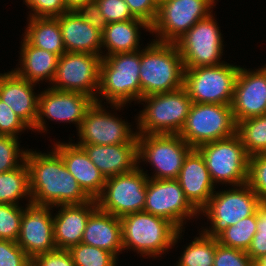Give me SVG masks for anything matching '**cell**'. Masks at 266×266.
I'll use <instances>...</instances> for the list:
<instances>
[{"label": "cell", "mask_w": 266, "mask_h": 266, "mask_svg": "<svg viewBox=\"0 0 266 266\" xmlns=\"http://www.w3.org/2000/svg\"><path fill=\"white\" fill-rule=\"evenodd\" d=\"M85 21L90 23L96 30L103 33L107 22L101 14L97 1L87 2L75 10Z\"/></svg>", "instance_id": "obj_46"}, {"label": "cell", "mask_w": 266, "mask_h": 266, "mask_svg": "<svg viewBox=\"0 0 266 266\" xmlns=\"http://www.w3.org/2000/svg\"><path fill=\"white\" fill-rule=\"evenodd\" d=\"M215 3V0H159L158 15L150 32L158 39L153 40L174 43L195 23L209 16Z\"/></svg>", "instance_id": "obj_13"}, {"label": "cell", "mask_w": 266, "mask_h": 266, "mask_svg": "<svg viewBox=\"0 0 266 266\" xmlns=\"http://www.w3.org/2000/svg\"><path fill=\"white\" fill-rule=\"evenodd\" d=\"M32 266H75L68 250L56 249L42 253L32 259Z\"/></svg>", "instance_id": "obj_45"}, {"label": "cell", "mask_w": 266, "mask_h": 266, "mask_svg": "<svg viewBox=\"0 0 266 266\" xmlns=\"http://www.w3.org/2000/svg\"><path fill=\"white\" fill-rule=\"evenodd\" d=\"M138 165L132 171L107 178L97 207L118 218L144 211L148 175Z\"/></svg>", "instance_id": "obj_11"}, {"label": "cell", "mask_w": 266, "mask_h": 266, "mask_svg": "<svg viewBox=\"0 0 266 266\" xmlns=\"http://www.w3.org/2000/svg\"><path fill=\"white\" fill-rule=\"evenodd\" d=\"M257 232L253 236L251 244L246 251L255 262L261 256L266 255V204L257 209Z\"/></svg>", "instance_id": "obj_40"}, {"label": "cell", "mask_w": 266, "mask_h": 266, "mask_svg": "<svg viewBox=\"0 0 266 266\" xmlns=\"http://www.w3.org/2000/svg\"><path fill=\"white\" fill-rule=\"evenodd\" d=\"M196 149L202 154L215 185L239 186L248 182L250 156L237 134L205 143Z\"/></svg>", "instance_id": "obj_8"}, {"label": "cell", "mask_w": 266, "mask_h": 266, "mask_svg": "<svg viewBox=\"0 0 266 266\" xmlns=\"http://www.w3.org/2000/svg\"><path fill=\"white\" fill-rule=\"evenodd\" d=\"M25 163L32 202L55 207L91 200L53 148L48 154L27 149Z\"/></svg>", "instance_id": "obj_1"}, {"label": "cell", "mask_w": 266, "mask_h": 266, "mask_svg": "<svg viewBox=\"0 0 266 266\" xmlns=\"http://www.w3.org/2000/svg\"><path fill=\"white\" fill-rule=\"evenodd\" d=\"M102 57L96 54L65 52L59 57L51 88L80 92L96 101Z\"/></svg>", "instance_id": "obj_14"}, {"label": "cell", "mask_w": 266, "mask_h": 266, "mask_svg": "<svg viewBox=\"0 0 266 266\" xmlns=\"http://www.w3.org/2000/svg\"><path fill=\"white\" fill-rule=\"evenodd\" d=\"M25 5L31 9L29 17H51L56 18L68 11L64 0H23Z\"/></svg>", "instance_id": "obj_42"}, {"label": "cell", "mask_w": 266, "mask_h": 266, "mask_svg": "<svg viewBox=\"0 0 266 266\" xmlns=\"http://www.w3.org/2000/svg\"><path fill=\"white\" fill-rule=\"evenodd\" d=\"M22 41L19 53L21 55L19 57L20 67L13 71L18 76L35 84H39L43 80H49L52 83L60 56L37 48L29 44L24 38Z\"/></svg>", "instance_id": "obj_27"}, {"label": "cell", "mask_w": 266, "mask_h": 266, "mask_svg": "<svg viewBox=\"0 0 266 266\" xmlns=\"http://www.w3.org/2000/svg\"><path fill=\"white\" fill-rule=\"evenodd\" d=\"M231 109L236 124L266 114V64L256 71L240 67Z\"/></svg>", "instance_id": "obj_19"}, {"label": "cell", "mask_w": 266, "mask_h": 266, "mask_svg": "<svg viewBox=\"0 0 266 266\" xmlns=\"http://www.w3.org/2000/svg\"><path fill=\"white\" fill-rule=\"evenodd\" d=\"M37 84L18 76L13 70L0 73V99L5 102L32 130L37 118L39 94Z\"/></svg>", "instance_id": "obj_23"}, {"label": "cell", "mask_w": 266, "mask_h": 266, "mask_svg": "<svg viewBox=\"0 0 266 266\" xmlns=\"http://www.w3.org/2000/svg\"><path fill=\"white\" fill-rule=\"evenodd\" d=\"M140 28L143 30L145 28L146 31L151 32V26L140 19L107 24L102 33V48L107 49L103 56L141 50L139 46Z\"/></svg>", "instance_id": "obj_28"}, {"label": "cell", "mask_w": 266, "mask_h": 266, "mask_svg": "<svg viewBox=\"0 0 266 266\" xmlns=\"http://www.w3.org/2000/svg\"><path fill=\"white\" fill-rule=\"evenodd\" d=\"M236 134L249 156L266 154V114L238 122Z\"/></svg>", "instance_id": "obj_31"}, {"label": "cell", "mask_w": 266, "mask_h": 266, "mask_svg": "<svg viewBox=\"0 0 266 266\" xmlns=\"http://www.w3.org/2000/svg\"><path fill=\"white\" fill-rule=\"evenodd\" d=\"M231 187L229 190L215 191L199 212L211 221V228L202 230L209 237L217 238L228 226L253 215L262 205L248 183Z\"/></svg>", "instance_id": "obj_6"}, {"label": "cell", "mask_w": 266, "mask_h": 266, "mask_svg": "<svg viewBox=\"0 0 266 266\" xmlns=\"http://www.w3.org/2000/svg\"><path fill=\"white\" fill-rule=\"evenodd\" d=\"M52 208L50 205L28 200L23 210L16 242L31 259L57 249L54 243Z\"/></svg>", "instance_id": "obj_18"}, {"label": "cell", "mask_w": 266, "mask_h": 266, "mask_svg": "<svg viewBox=\"0 0 266 266\" xmlns=\"http://www.w3.org/2000/svg\"><path fill=\"white\" fill-rule=\"evenodd\" d=\"M53 148L61 156L68 171L83 191L91 199H96L102 193L106 179L91 162L84 149L72 142L60 143V141L55 143Z\"/></svg>", "instance_id": "obj_22"}, {"label": "cell", "mask_w": 266, "mask_h": 266, "mask_svg": "<svg viewBox=\"0 0 266 266\" xmlns=\"http://www.w3.org/2000/svg\"><path fill=\"white\" fill-rule=\"evenodd\" d=\"M217 245V238L199 232V236L187 245L176 266H213Z\"/></svg>", "instance_id": "obj_32"}, {"label": "cell", "mask_w": 266, "mask_h": 266, "mask_svg": "<svg viewBox=\"0 0 266 266\" xmlns=\"http://www.w3.org/2000/svg\"><path fill=\"white\" fill-rule=\"evenodd\" d=\"M107 24L135 18L124 0H96Z\"/></svg>", "instance_id": "obj_43"}, {"label": "cell", "mask_w": 266, "mask_h": 266, "mask_svg": "<svg viewBox=\"0 0 266 266\" xmlns=\"http://www.w3.org/2000/svg\"><path fill=\"white\" fill-rule=\"evenodd\" d=\"M66 52L96 54L103 58L102 33L85 21L75 10L56 17Z\"/></svg>", "instance_id": "obj_24"}, {"label": "cell", "mask_w": 266, "mask_h": 266, "mask_svg": "<svg viewBox=\"0 0 266 266\" xmlns=\"http://www.w3.org/2000/svg\"><path fill=\"white\" fill-rule=\"evenodd\" d=\"M257 210L253 215L245 217L222 232L218 237V243L227 247L247 251L253 236L257 232Z\"/></svg>", "instance_id": "obj_33"}, {"label": "cell", "mask_w": 266, "mask_h": 266, "mask_svg": "<svg viewBox=\"0 0 266 266\" xmlns=\"http://www.w3.org/2000/svg\"><path fill=\"white\" fill-rule=\"evenodd\" d=\"M30 127L0 99V135L18 138L19 132Z\"/></svg>", "instance_id": "obj_41"}, {"label": "cell", "mask_w": 266, "mask_h": 266, "mask_svg": "<svg viewBox=\"0 0 266 266\" xmlns=\"http://www.w3.org/2000/svg\"><path fill=\"white\" fill-rule=\"evenodd\" d=\"M95 0H64L68 10H76L79 6Z\"/></svg>", "instance_id": "obj_47"}, {"label": "cell", "mask_w": 266, "mask_h": 266, "mask_svg": "<svg viewBox=\"0 0 266 266\" xmlns=\"http://www.w3.org/2000/svg\"><path fill=\"white\" fill-rule=\"evenodd\" d=\"M193 148L179 134H137L138 165L149 162L152 179H177L184 160Z\"/></svg>", "instance_id": "obj_10"}, {"label": "cell", "mask_w": 266, "mask_h": 266, "mask_svg": "<svg viewBox=\"0 0 266 266\" xmlns=\"http://www.w3.org/2000/svg\"><path fill=\"white\" fill-rule=\"evenodd\" d=\"M105 179L138 166L137 144L79 145Z\"/></svg>", "instance_id": "obj_25"}, {"label": "cell", "mask_w": 266, "mask_h": 266, "mask_svg": "<svg viewBox=\"0 0 266 266\" xmlns=\"http://www.w3.org/2000/svg\"><path fill=\"white\" fill-rule=\"evenodd\" d=\"M26 197L31 201L29 174L25 162L13 170L0 173V204L19 205V200Z\"/></svg>", "instance_id": "obj_30"}, {"label": "cell", "mask_w": 266, "mask_h": 266, "mask_svg": "<svg viewBox=\"0 0 266 266\" xmlns=\"http://www.w3.org/2000/svg\"><path fill=\"white\" fill-rule=\"evenodd\" d=\"M94 102L92 97L80 92L59 91L48 87L39 94L37 118L32 131H48L44 117L60 123H74L78 130L86 111Z\"/></svg>", "instance_id": "obj_17"}, {"label": "cell", "mask_w": 266, "mask_h": 266, "mask_svg": "<svg viewBox=\"0 0 266 266\" xmlns=\"http://www.w3.org/2000/svg\"><path fill=\"white\" fill-rule=\"evenodd\" d=\"M114 114V115H113ZM109 113L102 103L94 102L79 127L76 145L137 144V132L122 118Z\"/></svg>", "instance_id": "obj_16"}, {"label": "cell", "mask_w": 266, "mask_h": 266, "mask_svg": "<svg viewBox=\"0 0 266 266\" xmlns=\"http://www.w3.org/2000/svg\"><path fill=\"white\" fill-rule=\"evenodd\" d=\"M254 261L242 250L218 243L213 266H253Z\"/></svg>", "instance_id": "obj_39"}, {"label": "cell", "mask_w": 266, "mask_h": 266, "mask_svg": "<svg viewBox=\"0 0 266 266\" xmlns=\"http://www.w3.org/2000/svg\"><path fill=\"white\" fill-rule=\"evenodd\" d=\"M82 243L105 249L118 258V253L124 251L120 218L97 207L88 218Z\"/></svg>", "instance_id": "obj_26"}, {"label": "cell", "mask_w": 266, "mask_h": 266, "mask_svg": "<svg viewBox=\"0 0 266 266\" xmlns=\"http://www.w3.org/2000/svg\"><path fill=\"white\" fill-rule=\"evenodd\" d=\"M140 63V50L103 56L95 102L101 103L102 96L116 110L132 101L138 102L141 99Z\"/></svg>", "instance_id": "obj_3"}, {"label": "cell", "mask_w": 266, "mask_h": 266, "mask_svg": "<svg viewBox=\"0 0 266 266\" xmlns=\"http://www.w3.org/2000/svg\"><path fill=\"white\" fill-rule=\"evenodd\" d=\"M24 207L0 204V239L17 241Z\"/></svg>", "instance_id": "obj_35"}, {"label": "cell", "mask_w": 266, "mask_h": 266, "mask_svg": "<svg viewBox=\"0 0 266 266\" xmlns=\"http://www.w3.org/2000/svg\"><path fill=\"white\" fill-rule=\"evenodd\" d=\"M211 13L195 23L174 43L183 59L184 68L216 66L221 62L223 37Z\"/></svg>", "instance_id": "obj_12"}, {"label": "cell", "mask_w": 266, "mask_h": 266, "mask_svg": "<svg viewBox=\"0 0 266 266\" xmlns=\"http://www.w3.org/2000/svg\"><path fill=\"white\" fill-rule=\"evenodd\" d=\"M141 98L183 88L184 63L175 43L153 40L140 50Z\"/></svg>", "instance_id": "obj_2"}, {"label": "cell", "mask_w": 266, "mask_h": 266, "mask_svg": "<svg viewBox=\"0 0 266 266\" xmlns=\"http://www.w3.org/2000/svg\"><path fill=\"white\" fill-rule=\"evenodd\" d=\"M75 266H117L118 258L111 252L79 243L68 249Z\"/></svg>", "instance_id": "obj_34"}, {"label": "cell", "mask_w": 266, "mask_h": 266, "mask_svg": "<svg viewBox=\"0 0 266 266\" xmlns=\"http://www.w3.org/2000/svg\"><path fill=\"white\" fill-rule=\"evenodd\" d=\"M144 211L169 220L179 230L184 229V221L200 215L185 197L177 179L148 178Z\"/></svg>", "instance_id": "obj_15"}, {"label": "cell", "mask_w": 266, "mask_h": 266, "mask_svg": "<svg viewBox=\"0 0 266 266\" xmlns=\"http://www.w3.org/2000/svg\"><path fill=\"white\" fill-rule=\"evenodd\" d=\"M24 39L31 45L61 56L66 52L57 18L28 17Z\"/></svg>", "instance_id": "obj_29"}, {"label": "cell", "mask_w": 266, "mask_h": 266, "mask_svg": "<svg viewBox=\"0 0 266 266\" xmlns=\"http://www.w3.org/2000/svg\"><path fill=\"white\" fill-rule=\"evenodd\" d=\"M253 266H266V255L261 256L259 259H257Z\"/></svg>", "instance_id": "obj_48"}, {"label": "cell", "mask_w": 266, "mask_h": 266, "mask_svg": "<svg viewBox=\"0 0 266 266\" xmlns=\"http://www.w3.org/2000/svg\"><path fill=\"white\" fill-rule=\"evenodd\" d=\"M239 69L225 61L216 66L185 68L183 88L192 103L231 105Z\"/></svg>", "instance_id": "obj_7"}, {"label": "cell", "mask_w": 266, "mask_h": 266, "mask_svg": "<svg viewBox=\"0 0 266 266\" xmlns=\"http://www.w3.org/2000/svg\"><path fill=\"white\" fill-rule=\"evenodd\" d=\"M185 197L200 212L215 192L202 154L193 148L186 156L177 178Z\"/></svg>", "instance_id": "obj_20"}, {"label": "cell", "mask_w": 266, "mask_h": 266, "mask_svg": "<svg viewBox=\"0 0 266 266\" xmlns=\"http://www.w3.org/2000/svg\"><path fill=\"white\" fill-rule=\"evenodd\" d=\"M247 183L260 201L266 204V154L250 156Z\"/></svg>", "instance_id": "obj_37"}, {"label": "cell", "mask_w": 266, "mask_h": 266, "mask_svg": "<svg viewBox=\"0 0 266 266\" xmlns=\"http://www.w3.org/2000/svg\"><path fill=\"white\" fill-rule=\"evenodd\" d=\"M132 15L152 26L157 18L159 0H124Z\"/></svg>", "instance_id": "obj_44"}, {"label": "cell", "mask_w": 266, "mask_h": 266, "mask_svg": "<svg viewBox=\"0 0 266 266\" xmlns=\"http://www.w3.org/2000/svg\"><path fill=\"white\" fill-rule=\"evenodd\" d=\"M0 266H32V259L17 242L0 239Z\"/></svg>", "instance_id": "obj_38"}, {"label": "cell", "mask_w": 266, "mask_h": 266, "mask_svg": "<svg viewBox=\"0 0 266 266\" xmlns=\"http://www.w3.org/2000/svg\"><path fill=\"white\" fill-rule=\"evenodd\" d=\"M120 220L124 250L131 249L142 257H162L177 244L184 231L169 220L145 211L125 215Z\"/></svg>", "instance_id": "obj_4"}, {"label": "cell", "mask_w": 266, "mask_h": 266, "mask_svg": "<svg viewBox=\"0 0 266 266\" xmlns=\"http://www.w3.org/2000/svg\"><path fill=\"white\" fill-rule=\"evenodd\" d=\"M140 102L145 108L136 119L137 134H179L192 105L184 88L145 96Z\"/></svg>", "instance_id": "obj_5"}, {"label": "cell", "mask_w": 266, "mask_h": 266, "mask_svg": "<svg viewBox=\"0 0 266 266\" xmlns=\"http://www.w3.org/2000/svg\"><path fill=\"white\" fill-rule=\"evenodd\" d=\"M53 216L54 243L57 249L68 250L82 242L90 214L97 208L95 199L83 204L59 205Z\"/></svg>", "instance_id": "obj_21"}, {"label": "cell", "mask_w": 266, "mask_h": 266, "mask_svg": "<svg viewBox=\"0 0 266 266\" xmlns=\"http://www.w3.org/2000/svg\"><path fill=\"white\" fill-rule=\"evenodd\" d=\"M237 124L231 105L192 103L179 135L192 147L232 137Z\"/></svg>", "instance_id": "obj_9"}, {"label": "cell", "mask_w": 266, "mask_h": 266, "mask_svg": "<svg viewBox=\"0 0 266 266\" xmlns=\"http://www.w3.org/2000/svg\"><path fill=\"white\" fill-rule=\"evenodd\" d=\"M19 148L18 138L0 135V173L13 170L25 162L27 149Z\"/></svg>", "instance_id": "obj_36"}]
</instances>
